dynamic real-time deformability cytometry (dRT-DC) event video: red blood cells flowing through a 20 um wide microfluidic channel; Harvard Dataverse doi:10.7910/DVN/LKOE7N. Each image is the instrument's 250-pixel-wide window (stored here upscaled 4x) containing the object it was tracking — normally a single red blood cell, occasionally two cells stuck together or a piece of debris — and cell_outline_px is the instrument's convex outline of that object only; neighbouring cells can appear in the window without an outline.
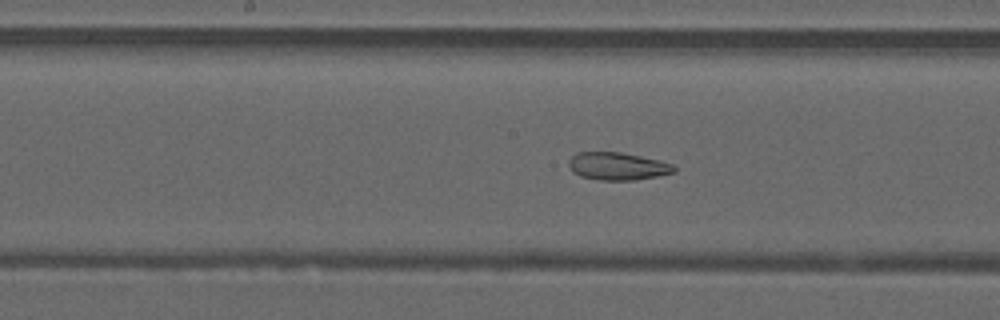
{"species": "common noctule bat (a hibernating species)", "species_latin": "Nyctalus noctula", "temperature_condition": "warm", "stored_images_in_passage": 42, "camera_frame_rate_fps": 3000, "um_per_image_px": 0.085, "animal": {"sex": "male", "forearm_length_mm": 52.5}, "frame": {"image": 1, "passage_image": 18, "time_ms": 5.667, "image_size_px": [1000, 320], "cell_outline_px": [[676, 172], [656, 176], [632, 180], [600, 180], [580, 176], [572, 172], [568, 164], [568, 160], [576, 152], [620, 152], [660, 160], [672, 164], [676, 168]], "centroid_in_image_um": [52.47, 14.12], "position_along_channel_um": 195.7, "area_um2": 16.99}}
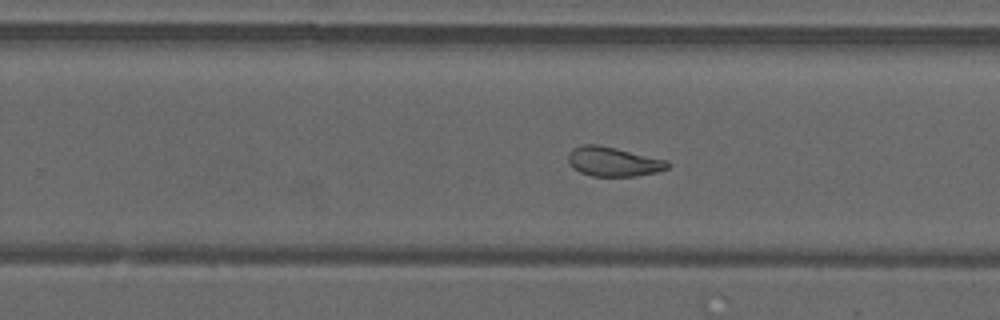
{"frame": {"image": 2, "passage_image": 24, "time_ms": 7.667, "image_size_px": [1000, 320], "cell_outline_px": [[668, 168], [656, 172], [636, 176], [592, 176], [580, 172], [572, 168], [568, 164], [568, 152], [572, 148], [580, 144], [600, 144], [668, 160]], "centroid_in_image_um": [52.08, 13.72], "position_along_channel_um": 277.7, "area_um2": 17.28}}
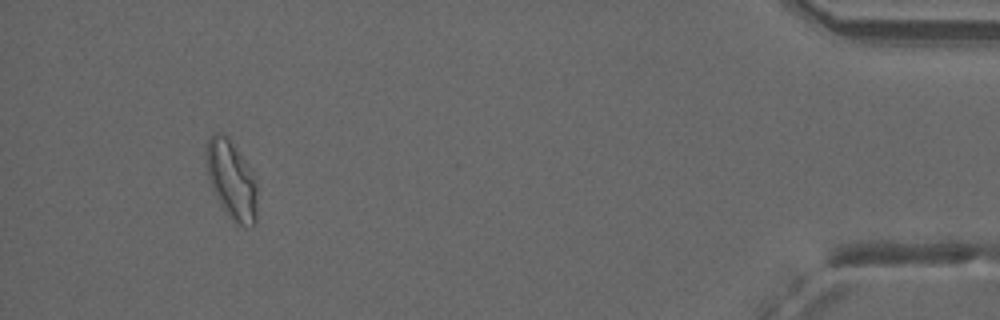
{"frame": {"image": 3, "passage_image": 39, "time_ms": 12.667, "image_size_px": [1000, 320], "cell_outline_px": [[256, 220], [252, 224], [244, 228], [228, 216], [224, 212], [212, 188], [208, 176], [204, 156], [204, 152], [208, 140], [216, 132], [224, 132], [228, 136], [244, 160], [256, 184]], "centroid_in_image_um": [19.63, 15.27], "position_along_channel_um": 415.6, "area_um2": 23.12}, "authors_computed_cell_mechanics": {"area_um2": 18.8717, "velocity_mm_per_s": 4.119, "shape_relaxation_time_tau1_ms": null, "shape_relaxation_time_tau2_ms": 1.3914, "deformation_change_tau1": null, "deformation_change_tau2": 0.0714}}